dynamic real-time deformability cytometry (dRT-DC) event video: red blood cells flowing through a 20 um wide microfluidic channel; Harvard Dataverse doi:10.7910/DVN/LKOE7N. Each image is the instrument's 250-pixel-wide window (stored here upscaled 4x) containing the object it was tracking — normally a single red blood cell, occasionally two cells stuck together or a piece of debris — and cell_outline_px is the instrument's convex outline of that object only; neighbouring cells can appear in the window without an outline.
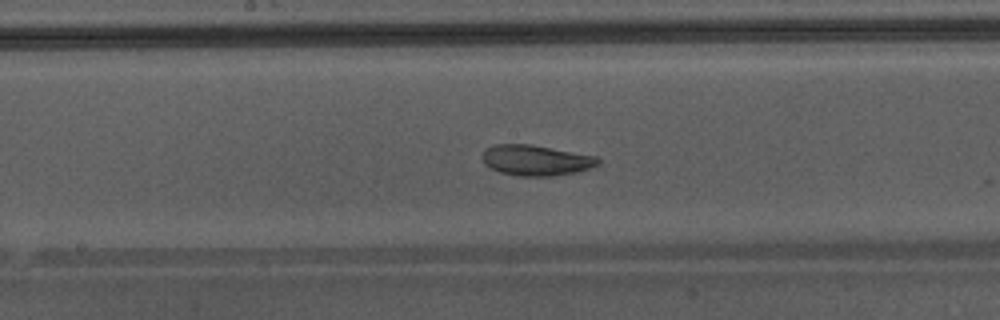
{"species": "Egyptian fruit bat (a non-hibernating species)", "species_latin": "Rousettus aegyptiacus", "temperature_condition": "warm", "stored_images_in_passage": 50, "camera_frame_rate_fps": 3000, "um_per_image_px": 0.085, "animal": {"sex": "male"}, "frame": {"image": 1, "passage_image": 29, "time_ms": 9.333, "image_size_px": [1000, 320], "cell_outline_px": [[600, 164], [576, 172], [548, 176], [516, 176], [500, 172], [484, 164], [480, 156], [488, 148], [496, 144], [532, 144], [600, 156]], "centroid_in_image_um": [45.58, 13.61], "position_along_channel_um": 202.6, "area_um2": 20.81}, "authors_computed_cell_mechanics": {"area_um2": 25.2875, "velocity_mm_per_s": 4.3308, "shape_relaxation_time_tau1_ms": 7.6519, "shape_relaxation_time_tau2_ms": 2.251, "deformation_change_tau1": 0.1886, "deformation_change_tau2": 0.0603}}